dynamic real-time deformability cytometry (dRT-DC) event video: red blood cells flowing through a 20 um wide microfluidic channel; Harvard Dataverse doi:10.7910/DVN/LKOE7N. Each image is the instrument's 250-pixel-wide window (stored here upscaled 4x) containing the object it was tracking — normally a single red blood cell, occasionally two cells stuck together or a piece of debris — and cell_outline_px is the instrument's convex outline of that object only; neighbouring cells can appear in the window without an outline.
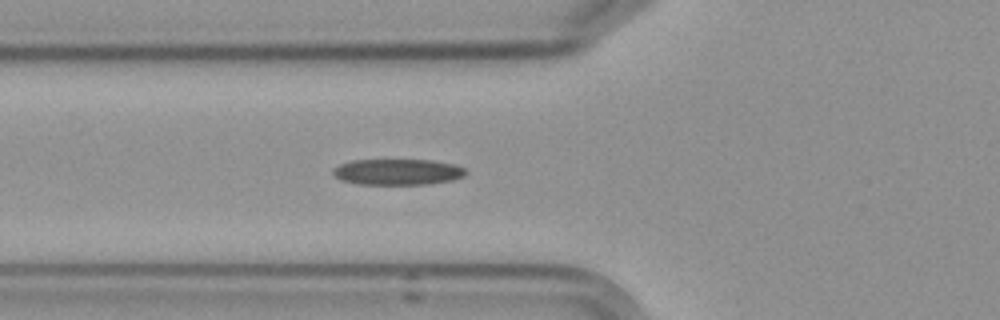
{"species": "Egyptian fruit bat (a non-hibernating species)", "species_latin": "Rousettus aegyptiacus", "temperature_condition": "cold", "stored_images_in_passage": 4, "camera_frame_rate_fps": 3000, "um_per_image_px": 0.085, "frame": {"image": 1, "passage_image": 4, "time_ms": 3.667, "image_size_px": [1000, 320], "cell_outline_px": [[468, 172], [464, 176], [452, 180], [428, 184], [360, 184], [340, 180], [332, 172], [332, 168], [340, 164], [352, 160], [432, 160], [456, 164], [464, 168]], "centroid_in_image_um": [33.81, 14.61], "position_along_channel_um": 92.0, "area_um2": 20.17}}